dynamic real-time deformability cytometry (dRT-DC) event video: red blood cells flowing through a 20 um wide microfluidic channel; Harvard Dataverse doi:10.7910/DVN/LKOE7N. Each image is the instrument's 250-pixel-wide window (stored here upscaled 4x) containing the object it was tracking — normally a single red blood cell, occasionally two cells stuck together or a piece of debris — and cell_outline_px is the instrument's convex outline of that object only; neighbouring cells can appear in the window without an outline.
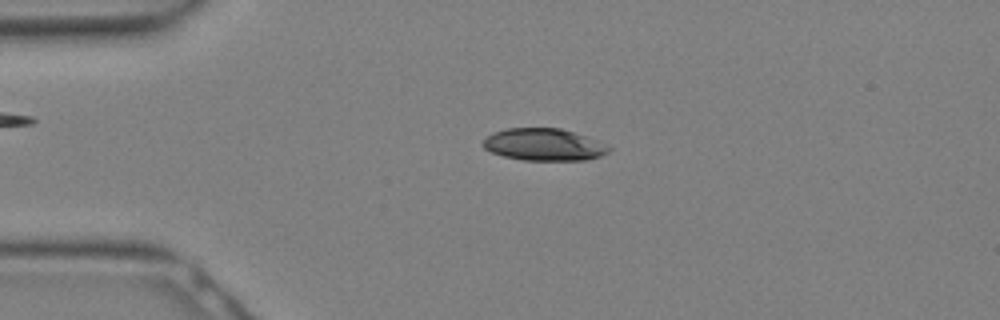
{"species": "Egyptian fruit bat (a non-hibernating species)", "species_latin": "Rousettus aegyptiacus", "temperature_condition": "warm", "stored_images_in_passage": 6, "camera_frame_rate_fps": 3000, "um_per_image_px": 0.085, "animal": {"sex": "female"}, "frame": {"image": 1, "passage_image": 2, "time_ms": 0.333, "image_size_px": [1000, 320], "cell_outline_px": [[612, 148], [608, 152], [600, 156], [584, 160], [524, 160], [504, 156], [492, 152], [484, 148], [480, 144], [492, 132], [504, 128], [560, 128], [576, 132], [588, 136]], "centroid_in_image_um": [46.22, 12.28], "position_along_channel_um": 38.8, "area_um2": 23.64}}
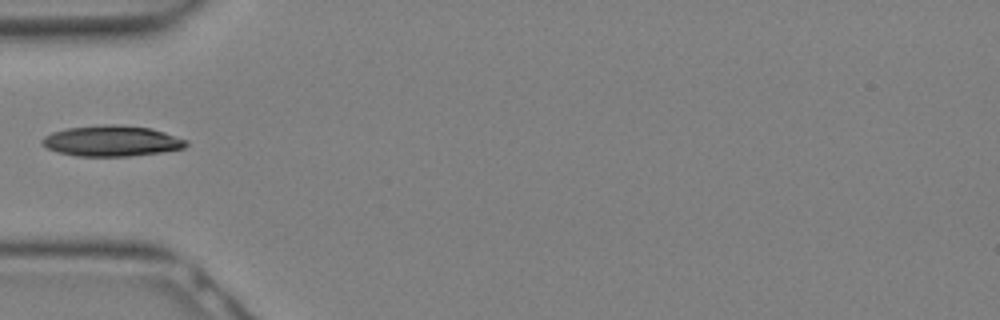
{"frame": {"image": 2, "passage_image": 5, "time_ms": 1.333, "image_size_px": [1000, 320], "cell_outline_px": [[188, 144], [184, 148], [160, 152], [128, 156], [76, 156], [60, 152], [48, 148], [40, 144], [40, 140], [44, 136], [52, 132], [68, 128], [104, 124], [120, 124], [152, 128], [188, 140]], "centroid_in_image_um": [9.49, 11.97], "position_along_channel_um": 75.5, "area_um2": 25.84}}